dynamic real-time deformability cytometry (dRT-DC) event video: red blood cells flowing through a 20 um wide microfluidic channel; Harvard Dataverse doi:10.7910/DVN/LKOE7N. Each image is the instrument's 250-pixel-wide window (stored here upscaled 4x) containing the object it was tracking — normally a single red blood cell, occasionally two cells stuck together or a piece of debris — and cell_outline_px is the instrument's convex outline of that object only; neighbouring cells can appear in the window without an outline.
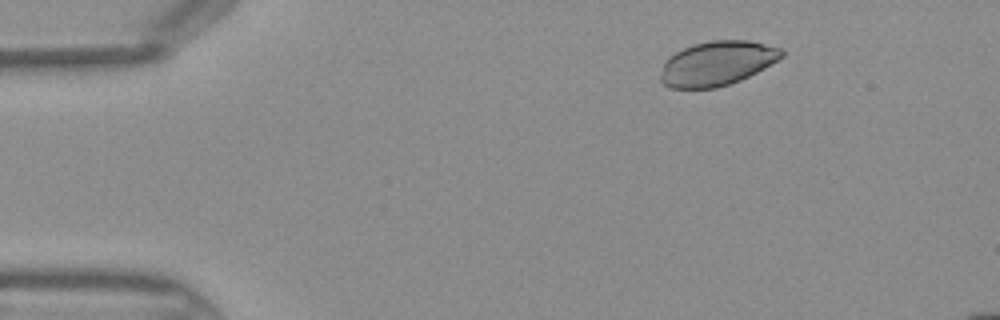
{"species": "Egyptian fruit bat (a non-hibernating species)", "species_latin": "Rousettus aegyptiacus", "temperature_condition": "warm", "stored_images_in_passage": 39, "camera_frame_rate_fps": 3000, "um_per_image_px": 0.085, "frame": {"image": 1, "passage_image": 1, "time_ms": 0.0, "image_size_px": [1000, 320], "cell_outline_px": [[784, 56], [764, 68], [740, 80], [716, 88], [668, 88], [660, 84], [660, 76], [664, 64], [668, 56], [692, 44], [712, 40], [748, 40], [780, 48], [784, 52]], "centroid_in_image_um": [60.91, 5.39], "position_along_channel_um": 24.1, "area_um2": 31.33}}
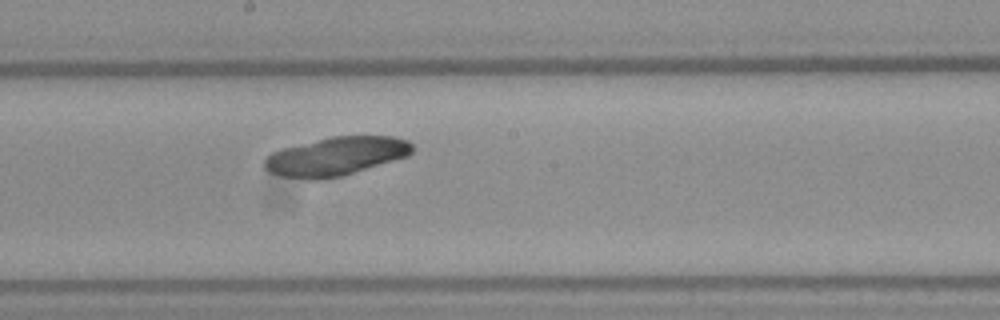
{"frame": {"image": 2, "passage_image": 19, "time_ms": 6.0, "image_size_px": [1000, 320], "cell_outline_px": [[412, 152], [408, 156], [344, 176], [320, 180], [308, 180], [284, 176], [268, 172], [264, 168], [264, 156], [280, 148], [332, 136], [392, 136], [408, 140], [412, 144]], "centroid_in_image_um": [28.53, 13.29], "position_along_channel_um": 219.7, "area_um2": 33.64}}
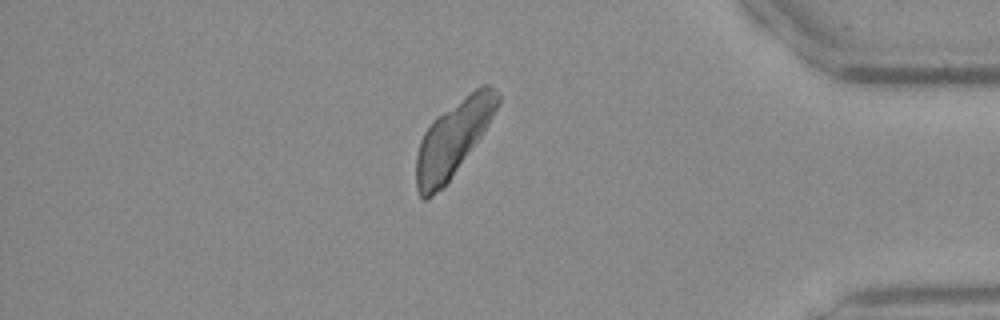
{"frame": {"image": 3, "passage_image": 33, "time_ms": 10.667, "image_size_px": [1000, 320], "cell_outline_px": [[500, 100], [484, 132], [444, 188], [428, 200], [424, 200], [420, 196], [416, 188], [416, 156], [420, 140], [424, 132], [432, 120], [480, 84], [488, 84], [500, 96]], "centroid_in_image_um": [38.48, 11.82], "position_along_channel_um": 396.7, "area_um2": 35.6}}